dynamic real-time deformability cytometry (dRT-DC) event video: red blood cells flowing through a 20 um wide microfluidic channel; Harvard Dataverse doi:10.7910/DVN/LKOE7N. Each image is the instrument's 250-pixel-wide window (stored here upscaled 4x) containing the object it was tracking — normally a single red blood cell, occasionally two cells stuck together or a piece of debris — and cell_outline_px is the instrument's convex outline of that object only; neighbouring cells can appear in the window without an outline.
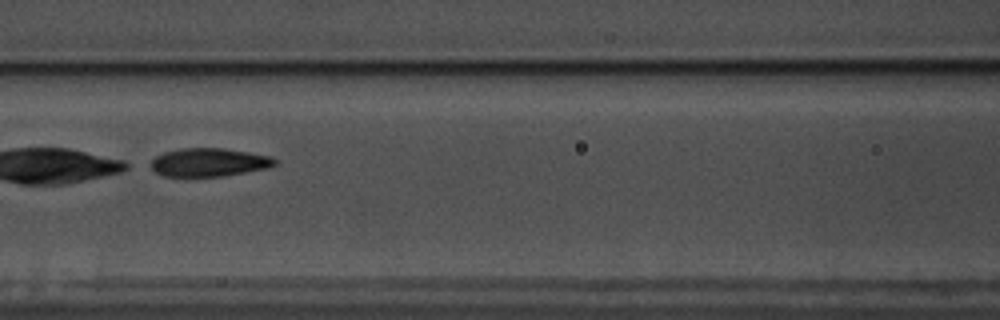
{"species": "common noctule bat (a hibernating species)", "species_latin": "Nyctalus noctula", "temperature_condition": "warm", "stored_images_in_passage": 52, "camera_frame_rate_fps": 3000, "um_per_image_px": 0.085, "animal": {"sex": "male", "body_mass_g": 17.5, "forearm_length_mm": 52.3}, "frame": {"image": 1, "passage_image": 21, "time_ms": 6.667, "image_size_px": [1000, 320], "cell_outline_px": [[276, 164], [268, 168], [224, 176], [164, 176], [156, 172], [144, 164], [156, 156], [164, 152], [180, 148], [224, 148], [272, 156], [276, 160]], "centroid_in_image_um": [17.71, 13.79], "position_along_channel_um": 148.9, "area_um2": 20.75}}